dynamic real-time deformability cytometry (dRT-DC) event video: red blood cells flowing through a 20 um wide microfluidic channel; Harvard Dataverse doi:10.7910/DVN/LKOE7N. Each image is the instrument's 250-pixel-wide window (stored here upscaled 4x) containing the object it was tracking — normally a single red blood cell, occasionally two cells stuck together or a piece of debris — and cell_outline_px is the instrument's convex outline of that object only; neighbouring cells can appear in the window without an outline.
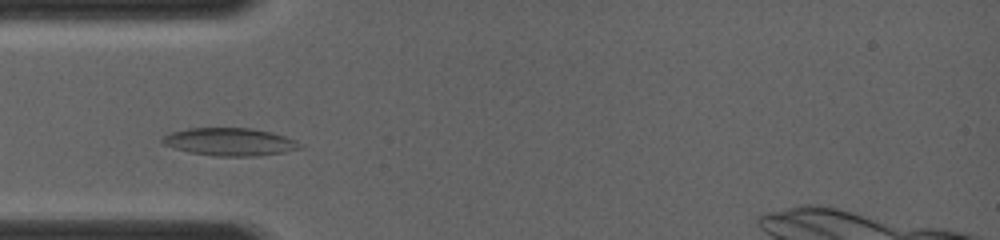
{"species": "common noctule bat (a hibernating species)", "species_latin": "Nyctalus noctula", "temperature_condition": "room temperature", "stored_images_in_passage": 12, "camera_frame_rate_fps": 4000, "um_per_image_px": 0.085, "animal": {"sex": "female", "body_mass_g": 19.0, "forearm_length_mm": 56.7}, "frame": {"image": 1, "passage_image": 5, "time_ms": 2.0, "image_size_px": [1000, 240], "cell_outline_px": [[292, 148], [280, 152], [252, 156], [216, 156], [188, 152], [164, 144], [160, 140], [164, 136], [172, 132], [188, 128], [248, 128], [268, 132], [292, 140]], "centroid_in_image_um": [19.3, 12.05], "position_along_channel_um": 65.7, "area_um2": 21.04}}
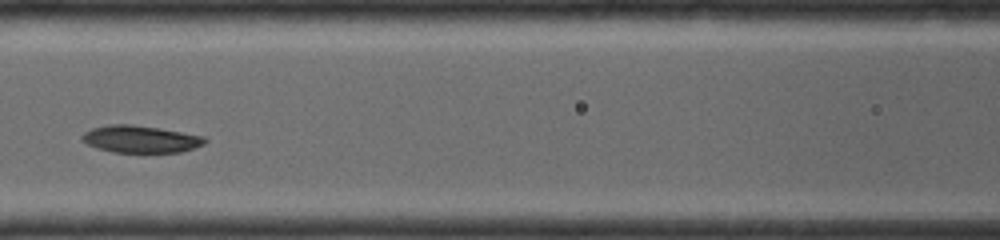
{"frame": {"image": 2, "passage_image": 9, "time_ms": 4.0, "image_size_px": [1000, 240], "cell_outline_px": [[208, 140], [204, 144], [180, 152], [116, 152], [100, 148], [88, 144], [84, 140], [84, 132], [92, 128], [108, 124], [128, 124], [156, 128], [200, 136]], "centroid_in_image_um": [11.94, 11.82], "position_along_channel_um": 154.7, "area_um2": 18.73}}
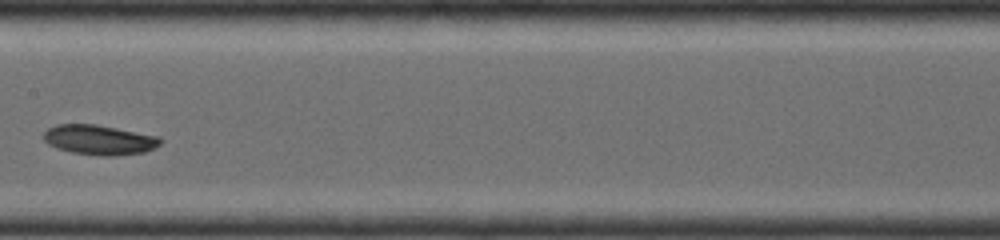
{"frame": {"image": 3, "passage_image": 11, "time_ms": 5.0, "image_size_px": [1000, 240], "cell_outline_px": [[160, 144], [144, 152], [112, 156], [104, 156], [72, 152], [48, 144], [44, 140], [44, 132], [48, 128], [56, 124], [96, 124], [156, 136], [160, 140]], "centroid_in_image_um": [8.39, 11.88], "position_along_channel_um": 199.0, "area_um2": 19.88}}